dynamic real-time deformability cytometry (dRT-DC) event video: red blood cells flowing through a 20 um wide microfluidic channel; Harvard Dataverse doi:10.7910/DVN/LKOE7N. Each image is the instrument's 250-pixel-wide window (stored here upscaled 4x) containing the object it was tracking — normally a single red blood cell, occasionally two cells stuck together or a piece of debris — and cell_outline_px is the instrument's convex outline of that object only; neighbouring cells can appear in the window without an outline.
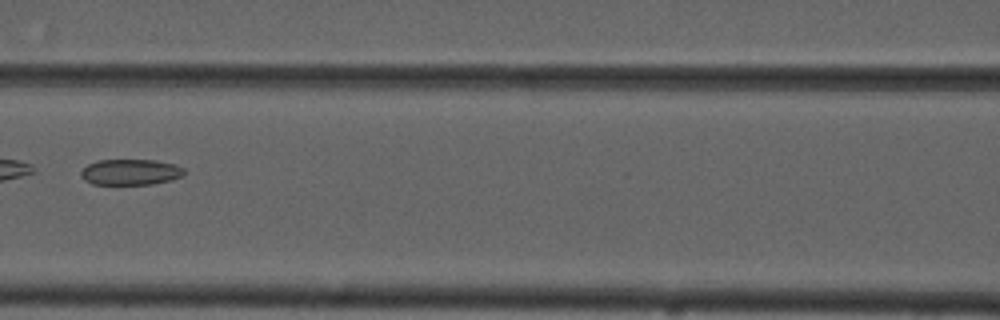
{"species": "common noctule bat (a hibernating species)", "species_latin": "Nyctalus noctula", "temperature_condition": "cold", "stored_images_in_passage": 7, "camera_frame_rate_fps": 3000, "um_per_image_px": 0.085, "animal": {"sex": "male", "forearm_length_mm": 52.5}, "frame": {"image": 1, "passage_image": 7, "time_ms": 8.0, "image_size_px": [1000, 320], "cell_outline_px": [[184, 172], [180, 176], [172, 180], [152, 184], [92, 184], [84, 180], [80, 176], [80, 172], [88, 164], [100, 160], [156, 160], [176, 164], [184, 168]], "centroid_in_image_um": [11.09, 14.62], "position_along_channel_um": 155.5, "area_um2": 15.55}}